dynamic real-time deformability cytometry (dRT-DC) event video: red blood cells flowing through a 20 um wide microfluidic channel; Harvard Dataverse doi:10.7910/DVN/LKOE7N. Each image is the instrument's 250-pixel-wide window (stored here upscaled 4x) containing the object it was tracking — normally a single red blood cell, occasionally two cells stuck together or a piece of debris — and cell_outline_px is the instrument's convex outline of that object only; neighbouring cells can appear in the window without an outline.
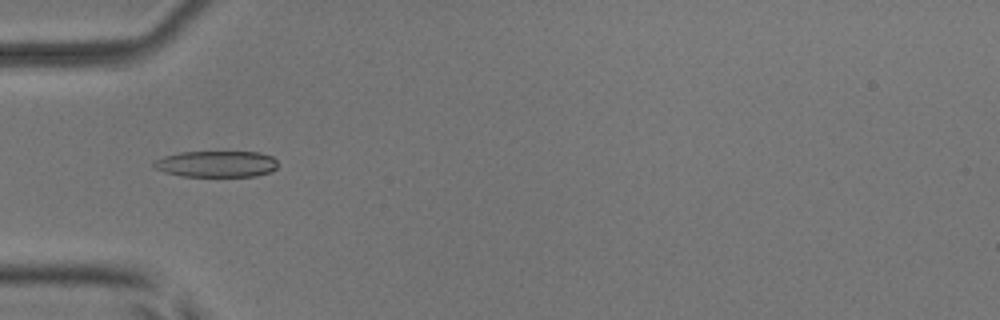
{"species": "common noctule bat (a hibernating species)", "species_latin": "Nyctalus noctula", "temperature_condition": "room temperature", "stored_images_in_passage": 5, "camera_frame_rate_fps": 3000, "um_per_image_px": 0.085, "animal": {"sex": "male", "body_mass_g": 17.9, "forearm_length_mm": 54.2}, "frame": {"image": 1, "passage_image": 5, "time_ms": 4.667, "image_size_px": [1000, 320], "cell_outline_px": [[276, 168], [268, 172], [256, 176], [184, 176], [164, 172], [152, 168], [152, 164], [156, 160], [164, 156], [180, 152], [260, 152], [272, 156], [276, 160]], "centroid_in_image_um": [18.37, 13.93], "position_along_channel_um": 66.6, "area_um2": 18.96}}